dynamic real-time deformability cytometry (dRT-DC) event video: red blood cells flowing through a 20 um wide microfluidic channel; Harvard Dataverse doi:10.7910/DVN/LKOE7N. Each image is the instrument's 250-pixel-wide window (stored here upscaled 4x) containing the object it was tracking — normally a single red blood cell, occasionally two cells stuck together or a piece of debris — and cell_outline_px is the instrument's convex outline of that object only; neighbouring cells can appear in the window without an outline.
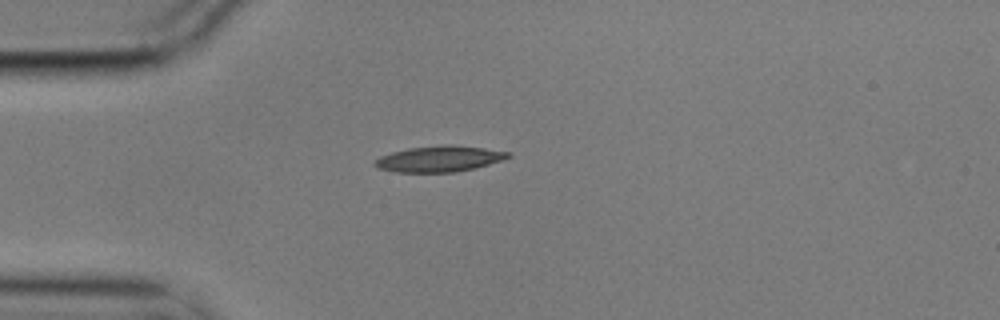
{"species": "common noctule bat (a hibernating species)", "species_latin": "Nyctalus noctula", "temperature_condition": "cold", "stored_images_in_passage": 3, "camera_frame_rate_fps": 3000, "um_per_image_px": 0.085, "animal": {"sex": "male", "body_mass_g": 17.9}, "frame": {"image": 1, "passage_image": 1, "time_ms": 0.0, "image_size_px": [1000, 320], "cell_outline_px": [[512, 156], [504, 160], [456, 172], [396, 172], [376, 168], [372, 164], [380, 156], [392, 152], [408, 148], [444, 144], [452, 144], [484, 148], [512, 152]], "centroid_in_image_um": [37.35, 13.49], "position_along_channel_um": 47.7, "area_um2": 20.29}}
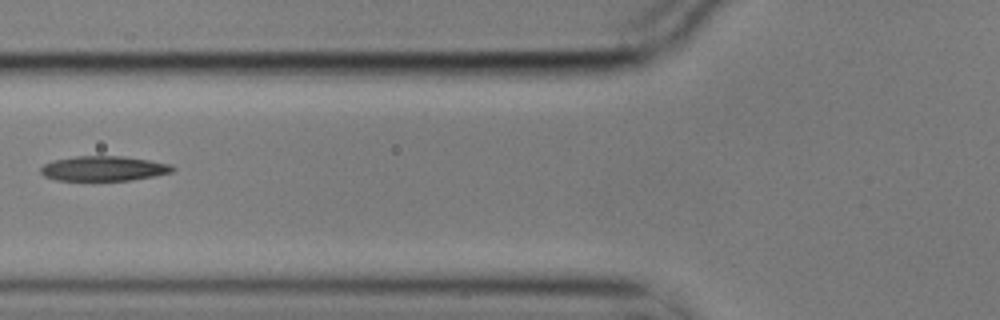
{"frame": {"image": 2, "passage_image": 3, "time_ms": 0.667, "image_size_px": [1000, 320], "cell_outline_px": [[176, 168], [172, 172], [132, 180], [56, 180], [44, 176], [40, 172], [40, 168], [44, 164], [52, 160], [76, 156], [124, 156], [172, 164]], "centroid_in_image_um": [8.8, 14.31], "position_along_channel_um": 117.0, "area_um2": 19.13}}